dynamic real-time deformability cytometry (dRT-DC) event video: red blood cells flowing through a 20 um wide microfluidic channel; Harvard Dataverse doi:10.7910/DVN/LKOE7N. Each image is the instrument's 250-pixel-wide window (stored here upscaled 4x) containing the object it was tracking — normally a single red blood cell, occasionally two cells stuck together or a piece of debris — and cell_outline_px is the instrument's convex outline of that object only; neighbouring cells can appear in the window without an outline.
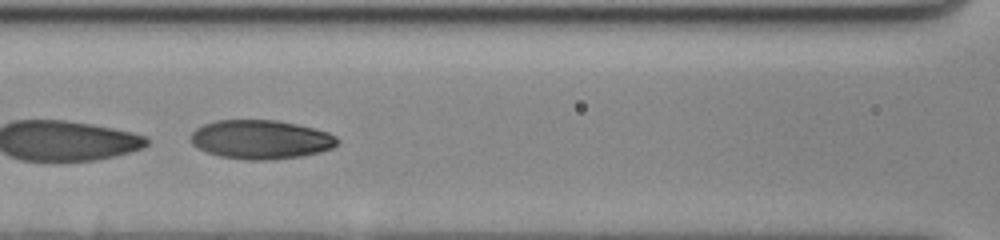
{"species": "human", "species_latin": "Homo sapiens", "temperature_condition": "cold", "stored_images_in_passage": 48, "segment_of_instrument_passage": [2, 2], "camera_frame_rate_fps": 3000, "um_per_image_px": 0.085, "donor": {"sex": "female"}, "frame": {"image": 1, "passage_image": 20, "time_ms": 6.333, "image_size_px": [1000, 240], "cell_outline_px": [[340, 140], [332, 148], [320, 152], [300, 156], [268, 160], [244, 160], [220, 156], [196, 148], [192, 144], [192, 132], [196, 128], [204, 124], [216, 120], [276, 120], [316, 128], [328, 132], [336, 136]], "centroid_in_image_um": [22.18, 11.85], "position_along_channel_um": 144.4, "area_um2": 33.35}}
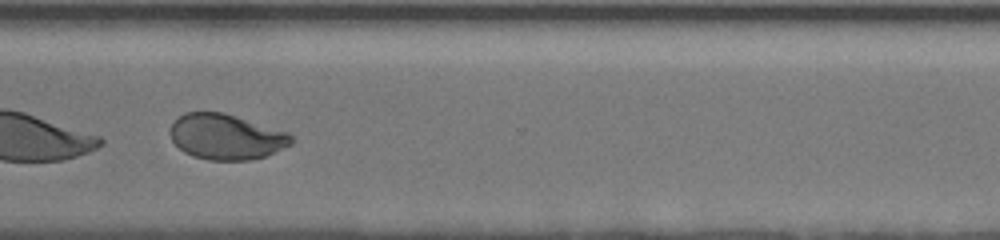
{"frame": {"image": 2, "passage_image": 38, "time_ms": 12.333, "image_size_px": [1000, 240], "cell_outline_px": [[292, 144], [264, 156], [248, 160], [208, 160], [192, 156], [184, 152], [172, 140], [168, 132], [172, 124], [184, 112], [224, 112], [288, 132], [292, 136]], "centroid_in_image_um": [19.2, 11.62], "position_along_channel_um": 351.4, "area_um2": 32.02}}